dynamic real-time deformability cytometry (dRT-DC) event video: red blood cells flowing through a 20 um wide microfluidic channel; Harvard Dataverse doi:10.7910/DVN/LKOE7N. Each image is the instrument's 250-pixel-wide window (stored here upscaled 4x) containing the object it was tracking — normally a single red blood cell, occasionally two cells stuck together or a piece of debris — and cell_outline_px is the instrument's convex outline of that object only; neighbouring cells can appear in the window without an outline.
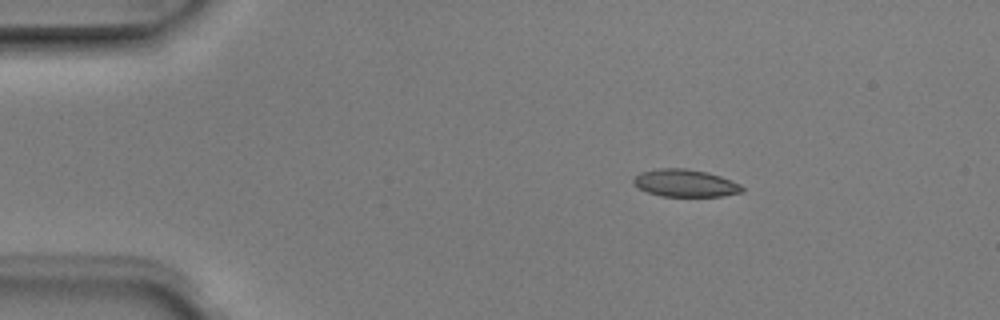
{"species": "Egyptian fruit bat (a non-hibernating species)", "species_latin": "Rousettus aegyptiacus", "temperature_condition": "room temperature", "stored_images_in_passage": 4, "camera_frame_rate_fps": 3000, "um_per_image_px": 0.085, "animal": {"sex": "male"}, "frame": {"image": 1, "passage_image": 3, "time_ms": 0.667, "image_size_px": [1000, 320], "cell_outline_px": [[744, 192], [720, 196], [660, 196], [648, 192], [640, 188], [632, 180], [640, 172], [656, 168], [688, 168], [708, 172], [720, 176], [740, 184], [744, 188]], "centroid_in_image_um": [58.26, 15.55], "position_along_channel_um": 26.7, "area_um2": 17.34}}